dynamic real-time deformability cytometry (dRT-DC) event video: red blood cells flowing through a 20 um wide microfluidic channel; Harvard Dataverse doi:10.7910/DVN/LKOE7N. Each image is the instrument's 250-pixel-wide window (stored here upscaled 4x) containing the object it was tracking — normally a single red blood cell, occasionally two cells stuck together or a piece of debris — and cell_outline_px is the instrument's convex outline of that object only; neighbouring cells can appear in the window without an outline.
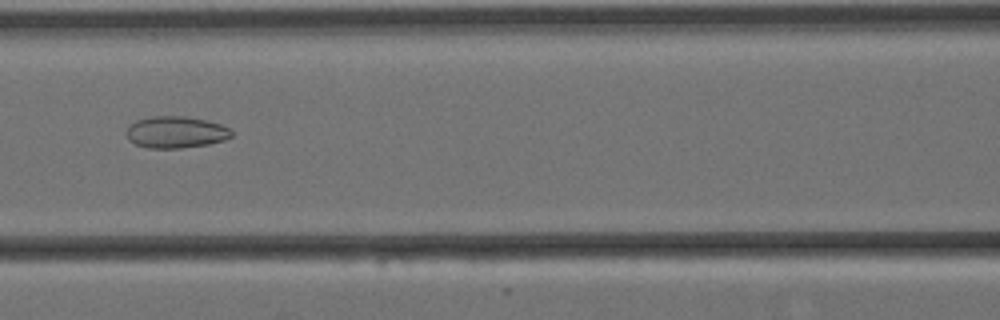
{"species": "Egyptian fruit bat (a non-hibernating species)", "species_latin": "Rousettus aegyptiacus", "temperature_condition": "cold", "stored_images_in_passage": 7, "camera_frame_rate_fps": 3000, "um_per_image_px": 0.085, "animal": {"sex": "female"}, "frame": {"image": 1, "passage_image": 7, "time_ms": 2.0, "image_size_px": [1000, 320], "cell_outline_px": [[232, 136], [224, 140], [208, 144], [180, 148], [148, 148], [136, 144], [128, 140], [124, 132], [136, 120], [152, 116], [184, 116], [204, 120], [220, 124], [228, 128], [232, 132]], "centroid_in_image_um": [14.91, 11.24], "position_along_channel_um": 151.7, "area_um2": 19.36}}